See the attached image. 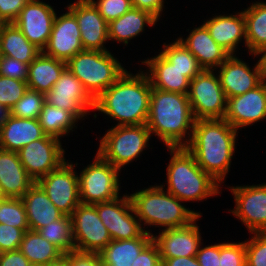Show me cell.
Here are the masks:
<instances>
[{"instance_id": "6da1fadb", "label": "cell", "mask_w": 266, "mask_h": 266, "mask_svg": "<svg viewBox=\"0 0 266 266\" xmlns=\"http://www.w3.org/2000/svg\"><path fill=\"white\" fill-rule=\"evenodd\" d=\"M238 133L225 119H197L185 148L201 169L222 185L235 155Z\"/></svg>"}, {"instance_id": "7a4b0ae2", "label": "cell", "mask_w": 266, "mask_h": 266, "mask_svg": "<svg viewBox=\"0 0 266 266\" xmlns=\"http://www.w3.org/2000/svg\"><path fill=\"white\" fill-rule=\"evenodd\" d=\"M142 68L136 74L126 69L95 99L94 111L117 121L115 126L146 124L152 86Z\"/></svg>"}, {"instance_id": "3957f363", "label": "cell", "mask_w": 266, "mask_h": 266, "mask_svg": "<svg viewBox=\"0 0 266 266\" xmlns=\"http://www.w3.org/2000/svg\"><path fill=\"white\" fill-rule=\"evenodd\" d=\"M194 122L188 95L152 88L146 125L166 148L186 147Z\"/></svg>"}, {"instance_id": "277c9868", "label": "cell", "mask_w": 266, "mask_h": 266, "mask_svg": "<svg viewBox=\"0 0 266 266\" xmlns=\"http://www.w3.org/2000/svg\"><path fill=\"white\" fill-rule=\"evenodd\" d=\"M129 196L143 230L150 235L153 232L147 229L149 226L160 231L181 228L202 217L200 211L187 208L184 202L157 183L129 193Z\"/></svg>"}, {"instance_id": "5b68a950", "label": "cell", "mask_w": 266, "mask_h": 266, "mask_svg": "<svg viewBox=\"0 0 266 266\" xmlns=\"http://www.w3.org/2000/svg\"><path fill=\"white\" fill-rule=\"evenodd\" d=\"M171 155L166 169V186L160 185L182 202H202L222 193V186L197 164L185 148H167Z\"/></svg>"}, {"instance_id": "8992f818", "label": "cell", "mask_w": 266, "mask_h": 266, "mask_svg": "<svg viewBox=\"0 0 266 266\" xmlns=\"http://www.w3.org/2000/svg\"><path fill=\"white\" fill-rule=\"evenodd\" d=\"M69 71L79 79L95 100L125 72L126 68L110 51L83 50L67 62Z\"/></svg>"}, {"instance_id": "52a82bcc", "label": "cell", "mask_w": 266, "mask_h": 266, "mask_svg": "<svg viewBox=\"0 0 266 266\" xmlns=\"http://www.w3.org/2000/svg\"><path fill=\"white\" fill-rule=\"evenodd\" d=\"M151 137L146 124L113 125L102 137H99V147L96 152L121 171L135 159L137 161V158L146 151L150 146Z\"/></svg>"}, {"instance_id": "ba28073f", "label": "cell", "mask_w": 266, "mask_h": 266, "mask_svg": "<svg viewBox=\"0 0 266 266\" xmlns=\"http://www.w3.org/2000/svg\"><path fill=\"white\" fill-rule=\"evenodd\" d=\"M92 163L78 174L80 202L96 204L120 197V170L105 161L97 152Z\"/></svg>"}, {"instance_id": "9c48e42d", "label": "cell", "mask_w": 266, "mask_h": 266, "mask_svg": "<svg viewBox=\"0 0 266 266\" xmlns=\"http://www.w3.org/2000/svg\"><path fill=\"white\" fill-rule=\"evenodd\" d=\"M188 99L192 114L197 119H224L227 98L215 70L204 69L189 85Z\"/></svg>"}, {"instance_id": "30bf717a", "label": "cell", "mask_w": 266, "mask_h": 266, "mask_svg": "<svg viewBox=\"0 0 266 266\" xmlns=\"http://www.w3.org/2000/svg\"><path fill=\"white\" fill-rule=\"evenodd\" d=\"M77 165H79L77 162L73 164L71 160H66L58 168L36 182L52 203L68 216L81 203Z\"/></svg>"}, {"instance_id": "8fae6325", "label": "cell", "mask_w": 266, "mask_h": 266, "mask_svg": "<svg viewBox=\"0 0 266 266\" xmlns=\"http://www.w3.org/2000/svg\"><path fill=\"white\" fill-rule=\"evenodd\" d=\"M70 217L75 251L99 254L111 242L94 205L80 203Z\"/></svg>"}, {"instance_id": "7c38bea8", "label": "cell", "mask_w": 266, "mask_h": 266, "mask_svg": "<svg viewBox=\"0 0 266 266\" xmlns=\"http://www.w3.org/2000/svg\"><path fill=\"white\" fill-rule=\"evenodd\" d=\"M93 205L112 240H131L144 232L129 193H124L114 200Z\"/></svg>"}, {"instance_id": "4fadbf2b", "label": "cell", "mask_w": 266, "mask_h": 266, "mask_svg": "<svg viewBox=\"0 0 266 266\" xmlns=\"http://www.w3.org/2000/svg\"><path fill=\"white\" fill-rule=\"evenodd\" d=\"M235 207L228 211L245 225L249 233L266 232V183L227 186Z\"/></svg>"}, {"instance_id": "5bb4252c", "label": "cell", "mask_w": 266, "mask_h": 266, "mask_svg": "<svg viewBox=\"0 0 266 266\" xmlns=\"http://www.w3.org/2000/svg\"><path fill=\"white\" fill-rule=\"evenodd\" d=\"M65 150L59 138L46 135L25 145L18 155L28 175L37 182L67 160Z\"/></svg>"}, {"instance_id": "9a60e30c", "label": "cell", "mask_w": 266, "mask_h": 266, "mask_svg": "<svg viewBox=\"0 0 266 266\" xmlns=\"http://www.w3.org/2000/svg\"><path fill=\"white\" fill-rule=\"evenodd\" d=\"M45 102L71 112L79 121L87 119L91 115V109L94 113L95 100L68 68L63 71L52 89L45 93Z\"/></svg>"}, {"instance_id": "2e32d148", "label": "cell", "mask_w": 266, "mask_h": 266, "mask_svg": "<svg viewBox=\"0 0 266 266\" xmlns=\"http://www.w3.org/2000/svg\"><path fill=\"white\" fill-rule=\"evenodd\" d=\"M55 6L40 0H30L13 22L30 43L43 51L52 32L57 13Z\"/></svg>"}, {"instance_id": "e0dca14e", "label": "cell", "mask_w": 266, "mask_h": 266, "mask_svg": "<svg viewBox=\"0 0 266 266\" xmlns=\"http://www.w3.org/2000/svg\"><path fill=\"white\" fill-rule=\"evenodd\" d=\"M65 11L60 15L56 14L52 32L42 52L67 63L84 48L75 15L68 8Z\"/></svg>"}, {"instance_id": "ac0fdd59", "label": "cell", "mask_w": 266, "mask_h": 266, "mask_svg": "<svg viewBox=\"0 0 266 266\" xmlns=\"http://www.w3.org/2000/svg\"><path fill=\"white\" fill-rule=\"evenodd\" d=\"M253 65L251 68V65L243 59L230 55L221 66L215 69L227 99L242 95L264 81L258 59Z\"/></svg>"}, {"instance_id": "d6986e66", "label": "cell", "mask_w": 266, "mask_h": 266, "mask_svg": "<svg viewBox=\"0 0 266 266\" xmlns=\"http://www.w3.org/2000/svg\"><path fill=\"white\" fill-rule=\"evenodd\" d=\"M224 119L237 131L266 119V80L242 95L228 98Z\"/></svg>"}, {"instance_id": "ffe728a7", "label": "cell", "mask_w": 266, "mask_h": 266, "mask_svg": "<svg viewBox=\"0 0 266 266\" xmlns=\"http://www.w3.org/2000/svg\"><path fill=\"white\" fill-rule=\"evenodd\" d=\"M68 8L77 19L84 50L109 51L108 23L90 0H76Z\"/></svg>"}, {"instance_id": "44dd1931", "label": "cell", "mask_w": 266, "mask_h": 266, "mask_svg": "<svg viewBox=\"0 0 266 266\" xmlns=\"http://www.w3.org/2000/svg\"><path fill=\"white\" fill-rule=\"evenodd\" d=\"M198 217L190 225L181 228H173L159 231L153 234L161 261L175 257H194L203 243L200 226L197 225Z\"/></svg>"}, {"instance_id": "7402d4cb", "label": "cell", "mask_w": 266, "mask_h": 266, "mask_svg": "<svg viewBox=\"0 0 266 266\" xmlns=\"http://www.w3.org/2000/svg\"><path fill=\"white\" fill-rule=\"evenodd\" d=\"M211 37L229 55H236L239 52V44L246 46V29L243 10L235 13L218 14L203 21ZM243 41V42H242ZM239 49V50H238Z\"/></svg>"}, {"instance_id": "603a6c76", "label": "cell", "mask_w": 266, "mask_h": 266, "mask_svg": "<svg viewBox=\"0 0 266 266\" xmlns=\"http://www.w3.org/2000/svg\"><path fill=\"white\" fill-rule=\"evenodd\" d=\"M188 33L186 38L179 36L177 39L196 57L203 69L215 70L230 56L215 42L204 24Z\"/></svg>"}, {"instance_id": "cb8c5ba5", "label": "cell", "mask_w": 266, "mask_h": 266, "mask_svg": "<svg viewBox=\"0 0 266 266\" xmlns=\"http://www.w3.org/2000/svg\"><path fill=\"white\" fill-rule=\"evenodd\" d=\"M141 65H145L147 68L143 71L148 76L152 88L166 92L188 94L190 80L184 76V72L174 67L160 53L154 57L143 59Z\"/></svg>"}, {"instance_id": "d4e9b609", "label": "cell", "mask_w": 266, "mask_h": 266, "mask_svg": "<svg viewBox=\"0 0 266 266\" xmlns=\"http://www.w3.org/2000/svg\"><path fill=\"white\" fill-rule=\"evenodd\" d=\"M34 180L20 162L18 152L0 148V186L6 198H22Z\"/></svg>"}, {"instance_id": "484cf974", "label": "cell", "mask_w": 266, "mask_h": 266, "mask_svg": "<svg viewBox=\"0 0 266 266\" xmlns=\"http://www.w3.org/2000/svg\"><path fill=\"white\" fill-rule=\"evenodd\" d=\"M46 135L38 119H26L9 115L0 127V148L18 152L25 145L44 138Z\"/></svg>"}, {"instance_id": "4316f807", "label": "cell", "mask_w": 266, "mask_h": 266, "mask_svg": "<svg viewBox=\"0 0 266 266\" xmlns=\"http://www.w3.org/2000/svg\"><path fill=\"white\" fill-rule=\"evenodd\" d=\"M159 20L149 11L131 8L121 17L108 23V39L127 46L130 40L145 32V28L153 27Z\"/></svg>"}, {"instance_id": "83f0119b", "label": "cell", "mask_w": 266, "mask_h": 266, "mask_svg": "<svg viewBox=\"0 0 266 266\" xmlns=\"http://www.w3.org/2000/svg\"><path fill=\"white\" fill-rule=\"evenodd\" d=\"M30 230L37 231L52 221L62 218V213L49 199L44 190L35 182L22 196Z\"/></svg>"}, {"instance_id": "f1b7e54d", "label": "cell", "mask_w": 266, "mask_h": 266, "mask_svg": "<svg viewBox=\"0 0 266 266\" xmlns=\"http://www.w3.org/2000/svg\"><path fill=\"white\" fill-rule=\"evenodd\" d=\"M66 68V62L41 52L29 64L27 77L28 89L45 94L52 89Z\"/></svg>"}, {"instance_id": "f546056e", "label": "cell", "mask_w": 266, "mask_h": 266, "mask_svg": "<svg viewBox=\"0 0 266 266\" xmlns=\"http://www.w3.org/2000/svg\"><path fill=\"white\" fill-rule=\"evenodd\" d=\"M153 240L145 231L131 240H111L99 253L103 266H132L141 251Z\"/></svg>"}, {"instance_id": "4dcf8cb0", "label": "cell", "mask_w": 266, "mask_h": 266, "mask_svg": "<svg viewBox=\"0 0 266 266\" xmlns=\"http://www.w3.org/2000/svg\"><path fill=\"white\" fill-rule=\"evenodd\" d=\"M42 51L30 43L14 23L0 26V55L30 64Z\"/></svg>"}, {"instance_id": "1f68e13d", "label": "cell", "mask_w": 266, "mask_h": 266, "mask_svg": "<svg viewBox=\"0 0 266 266\" xmlns=\"http://www.w3.org/2000/svg\"><path fill=\"white\" fill-rule=\"evenodd\" d=\"M247 53L256 54L266 47V2L255 1L243 9Z\"/></svg>"}, {"instance_id": "d6a6232c", "label": "cell", "mask_w": 266, "mask_h": 266, "mask_svg": "<svg viewBox=\"0 0 266 266\" xmlns=\"http://www.w3.org/2000/svg\"><path fill=\"white\" fill-rule=\"evenodd\" d=\"M19 250L35 266H44L64 255L56 246L43 238L38 231L24 232Z\"/></svg>"}, {"instance_id": "836d02e7", "label": "cell", "mask_w": 266, "mask_h": 266, "mask_svg": "<svg viewBox=\"0 0 266 266\" xmlns=\"http://www.w3.org/2000/svg\"><path fill=\"white\" fill-rule=\"evenodd\" d=\"M38 121L47 135L57 137L60 140L73 133L79 122L71 112L51 106L46 102L43 104Z\"/></svg>"}, {"instance_id": "e575fe53", "label": "cell", "mask_w": 266, "mask_h": 266, "mask_svg": "<svg viewBox=\"0 0 266 266\" xmlns=\"http://www.w3.org/2000/svg\"><path fill=\"white\" fill-rule=\"evenodd\" d=\"M158 51L157 53H160L174 67L184 72V76L190 81L204 70L196 57L177 38L168 44L164 42L162 49Z\"/></svg>"}, {"instance_id": "d590c367", "label": "cell", "mask_w": 266, "mask_h": 266, "mask_svg": "<svg viewBox=\"0 0 266 266\" xmlns=\"http://www.w3.org/2000/svg\"><path fill=\"white\" fill-rule=\"evenodd\" d=\"M39 234L56 246L63 254L75 251L71 217L64 215L50 224L39 228Z\"/></svg>"}, {"instance_id": "8d00e7d4", "label": "cell", "mask_w": 266, "mask_h": 266, "mask_svg": "<svg viewBox=\"0 0 266 266\" xmlns=\"http://www.w3.org/2000/svg\"><path fill=\"white\" fill-rule=\"evenodd\" d=\"M0 223L29 230L26 208L21 198H5L0 200Z\"/></svg>"}, {"instance_id": "74e56055", "label": "cell", "mask_w": 266, "mask_h": 266, "mask_svg": "<svg viewBox=\"0 0 266 266\" xmlns=\"http://www.w3.org/2000/svg\"><path fill=\"white\" fill-rule=\"evenodd\" d=\"M45 103V94L27 89L23 97L10 109V115L26 119H38Z\"/></svg>"}, {"instance_id": "f35d334b", "label": "cell", "mask_w": 266, "mask_h": 266, "mask_svg": "<svg viewBox=\"0 0 266 266\" xmlns=\"http://www.w3.org/2000/svg\"><path fill=\"white\" fill-rule=\"evenodd\" d=\"M27 82L0 76V105L9 111L27 91Z\"/></svg>"}, {"instance_id": "ab89813d", "label": "cell", "mask_w": 266, "mask_h": 266, "mask_svg": "<svg viewBox=\"0 0 266 266\" xmlns=\"http://www.w3.org/2000/svg\"><path fill=\"white\" fill-rule=\"evenodd\" d=\"M246 238V266H266V232L250 233Z\"/></svg>"}, {"instance_id": "60d3db41", "label": "cell", "mask_w": 266, "mask_h": 266, "mask_svg": "<svg viewBox=\"0 0 266 266\" xmlns=\"http://www.w3.org/2000/svg\"><path fill=\"white\" fill-rule=\"evenodd\" d=\"M219 266H246L245 240L220 243Z\"/></svg>"}, {"instance_id": "b9f144b4", "label": "cell", "mask_w": 266, "mask_h": 266, "mask_svg": "<svg viewBox=\"0 0 266 266\" xmlns=\"http://www.w3.org/2000/svg\"><path fill=\"white\" fill-rule=\"evenodd\" d=\"M107 23L118 19L132 8L131 0H90Z\"/></svg>"}, {"instance_id": "7bdbcfd3", "label": "cell", "mask_w": 266, "mask_h": 266, "mask_svg": "<svg viewBox=\"0 0 266 266\" xmlns=\"http://www.w3.org/2000/svg\"><path fill=\"white\" fill-rule=\"evenodd\" d=\"M28 63H23L15 58L0 55V76L27 82Z\"/></svg>"}, {"instance_id": "ee69618b", "label": "cell", "mask_w": 266, "mask_h": 266, "mask_svg": "<svg viewBox=\"0 0 266 266\" xmlns=\"http://www.w3.org/2000/svg\"><path fill=\"white\" fill-rule=\"evenodd\" d=\"M23 235L22 229L0 223V253L18 250Z\"/></svg>"}, {"instance_id": "f6af8a7d", "label": "cell", "mask_w": 266, "mask_h": 266, "mask_svg": "<svg viewBox=\"0 0 266 266\" xmlns=\"http://www.w3.org/2000/svg\"><path fill=\"white\" fill-rule=\"evenodd\" d=\"M30 0H0V21L13 23Z\"/></svg>"}, {"instance_id": "bcb514c9", "label": "cell", "mask_w": 266, "mask_h": 266, "mask_svg": "<svg viewBox=\"0 0 266 266\" xmlns=\"http://www.w3.org/2000/svg\"><path fill=\"white\" fill-rule=\"evenodd\" d=\"M132 266H162L159 249L153 240L141 251Z\"/></svg>"}, {"instance_id": "7dc6e473", "label": "cell", "mask_w": 266, "mask_h": 266, "mask_svg": "<svg viewBox=\"0 0 266 266\" xmlns=\"http://www.w3.org/2000/svg\"><path fill=\"white\" fill-rule=\"evenodd\" d=\"M219 256L220 241L219 243L206 246L202 243L196 253V259L200 266H219Z\"/></svg>"}, {"instance_id": "c3c4849f", "label": "cell", "mask_w": 266, "mask_h": 266, "mask_svg": "<svg viewBox=\"0 0 266 266\" xmlns=\"http://www.w3.org/2000/svg\"><path fill=\"white\" fill-rule=\"evenodd\" d=\"M70 266H103L98 253L69 252Z\"/></svg>"}, {"instance_id": "681fc988", "label": "cell", "mask_w": 266, "mask_h": 266, "mask_svg": "<svg viewBox=\"0 0 266 266\" xmlns=\"http://www.w3.org/2000/svg\"><path fill=\"white\" fill-rule=\"evenodd\" d=\"M166 0H131L132 7L149 11L158 20L162 17V12L166 6H164Z\"/></svg>"}, {"instance_id": "f907efd6", "label": "cell", "mask_w": 266, "mask_h": 266, "mask_svg": "<svg viewBox=\"0 0 266 266\" xmlns=\"http://www.w3.org/2000/svg\"><path fill=\"white\" fill-rule=\"evenodd\" d=\"M0 266H33L18 249L0 253Z\"/></svg>"}, {"instance_id": "816d5d0a", "label": "cell", "mask_w": 266, "mask_h": 266, "mask_svg": "<svg viewBox=\"0 0 266 266\" xmlns=\"http://www.w3.org/2000/svg\"><path fill=\"white\" fill-rule=\"evenodd\" d=\"M162 266H200L196 256L194 257H175L162 260Z\"/></svg>"}, {"instance_id": "f5cc1de1", "label": "cell", "mask_w": 266, "mask_h": 266, "mask_svg": "<svg viewBox=\"0 0 266 266\" xmlns=\"http://www.w3.org/2000/svg\"><path fill=\"white\" fill-rule=\"evenodd\" d=\"M252 57L259 59L258 62L260 65V70L264 80H266V47L261 49L256 54H252Z\"/></svg>"}, {"instance_id": "db71d44e", "label": "cell", "mask_w": 266, "mask_h": 266, "mask_svg": "<svg viewBox=\"0 0 266 266\" xmlns=\"http://www.w3.org/2000/svg\"><path fill=\"white\" fill-rule=\"evenodd\" d=\"M44 266H70L69 253L62 255L58 260L50 262Z\"/></svg>"}, {"instance_id": "11a10c76", "label": "cell", "mask_w": 266, "mask_h": 266, "mask_svg": "<svg viewBox=\"0 0 266 266\" xmlns=\"http://www.w3.org/2000/svg\"><path fill=\"white\" fill-rule=\"evenodd\" d=\"M10 115V111L5 108L3 105H0V127L7 120Z\"/></svg>"}, {"instance_id": "9f6ffc18", "label": "cell", "mask_w": 266, "mask_h": 266, "mask_svg": "<svg viewBox=\"0 0 266 266\" xmlns=\"http://www.w3.org/2000/svg\"><path fill=\"white\" fill-rule=\"evenodd\" d=\"M5 198L6 197H5V195H4L3 191H2V187L0 186V200H3Z\"/></svg>"}]
</instances>
